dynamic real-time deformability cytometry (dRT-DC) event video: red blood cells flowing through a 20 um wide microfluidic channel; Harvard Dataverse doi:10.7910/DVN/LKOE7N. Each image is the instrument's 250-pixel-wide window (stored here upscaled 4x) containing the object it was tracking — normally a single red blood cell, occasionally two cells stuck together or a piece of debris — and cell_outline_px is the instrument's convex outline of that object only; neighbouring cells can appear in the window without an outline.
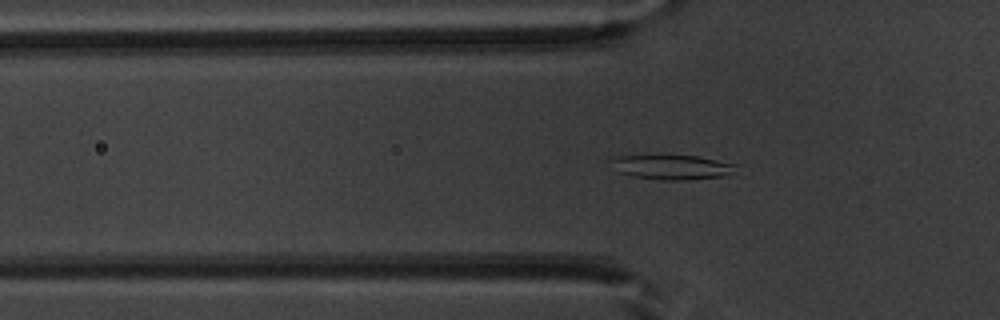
{"species": "common noctule bat (a hibernating species)", "species_latin": "Nyctalus noctula", "temperature_condition": "warm", "stored_images_in_passage": 51, "camera_frame_rate_fps": 3000, "um_per_image_px": 0.085, "animal": {"sex": "male", "body_mass_g": 20.1, "forearm_length_mm": 53.5}, "frame": {"image": 1, "passage_image": 17, "time_ms": 5.333, "image_size_px": [1000, 320], "cell_outline_px": [[740, 164], [720, 176], [684, 180], [660, 180], [632, 176], [620, 172], [608, 160], [620, 156], [696, 156]], "centroid_in_image_um": [57.08, 14.2], "position_along_channel_um": 68.7, "area_um2": 17.34}}
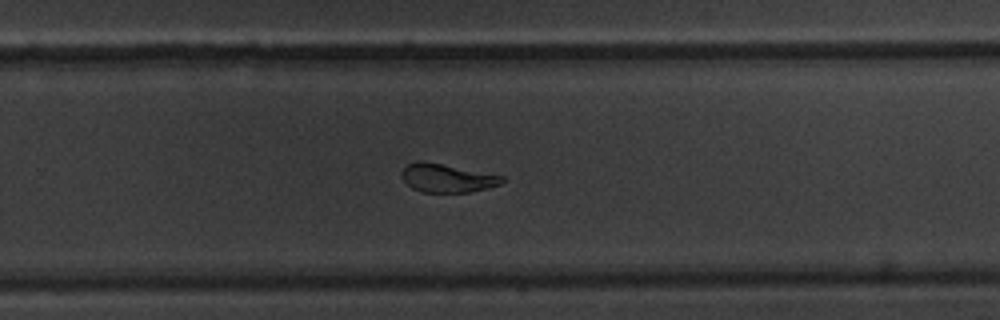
{"frame": {"image": 2, "passage_image": 34, "time_ms": 11.0, "image_size_px": [1000, 320], "cell_outline_px": [[504, 180], [500, 184], [488, 188], [468, 192], [424, 192], [412, 188], [400, 176], [400, 172], [408, 164], [420, 160], [424, 160], [504, 176]], "centroid_in_image_um": [37.98, 15.12], "position_along_channel_um": 291.8, "area_um2": 16.65}}
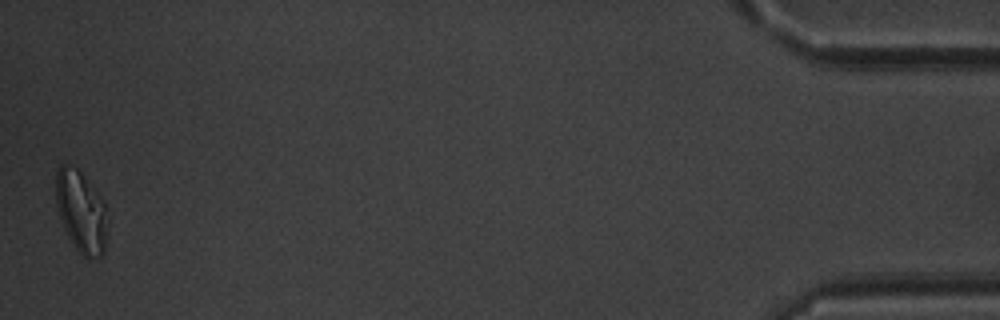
{"frame": {"image": 3, "passage_image": 51, "time_ms": 16.667, "image_size_px": [1000, 320], "cell_outline_px": [[108, 232], [104, 252], [100, 256], [88, 260], [72, 244], [64, 228], [56, 204], [56, 172], [60, 164], [64, 164], [76, 168], [80, 172], [104, 200]], "centroid_in_image_um": [6.91, 18.02], "position_along_channel_um": 428.3, "area_um2": 24.57}, "authors_computed_cell_mechanics": {"area_um2": 19.2474, "velocity_mm_per_s": 3.9472, "shape_relaxation_time_tau1_ms": 6.2923, "shape_relaxation_time_tau2_ms": 0.6332, "deformation_change_tau1": 0.2053, "deformation_change_tau2": 0.049}}